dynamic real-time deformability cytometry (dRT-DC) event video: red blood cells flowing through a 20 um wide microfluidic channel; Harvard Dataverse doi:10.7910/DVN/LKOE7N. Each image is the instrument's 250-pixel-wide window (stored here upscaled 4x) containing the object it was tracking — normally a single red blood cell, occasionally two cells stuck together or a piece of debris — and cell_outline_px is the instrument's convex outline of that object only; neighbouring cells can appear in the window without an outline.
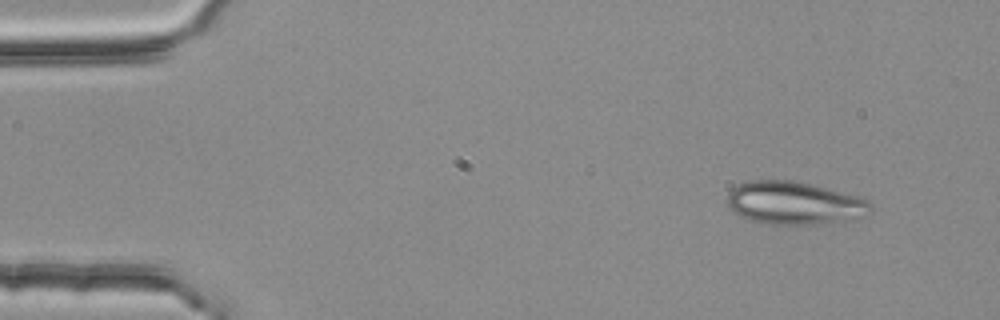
{"species": "common noctule bat (a hibernating species)", "species_latin": "Nyctalus noctula", "temperature_condition": "room temperature", "stored_images_in_passage": 4, "camera_frame_rate_fps": 3000, "um_per_image_px": 0.085, "animal": {"sex": "female", "body_mass_g": 25.1}, "frame": {"image": 1, "passage_image": 1, "time_ms": 0.0, "image_size_px": [1000, 320], "cell_outline_px": [[872, 212], [864, 216], [844, 220], [812, 224], [768, 224], [752, 220], [740, 216], [724, 200], [728, 192], [732, 188], [748, 180], [792, 180], [856, 196], [868, 200], [872, 208]], "centroid_in_image_um": [67.47, 17.25], "position_along_channel_um": 17.5, "area_um2": 35.37}}